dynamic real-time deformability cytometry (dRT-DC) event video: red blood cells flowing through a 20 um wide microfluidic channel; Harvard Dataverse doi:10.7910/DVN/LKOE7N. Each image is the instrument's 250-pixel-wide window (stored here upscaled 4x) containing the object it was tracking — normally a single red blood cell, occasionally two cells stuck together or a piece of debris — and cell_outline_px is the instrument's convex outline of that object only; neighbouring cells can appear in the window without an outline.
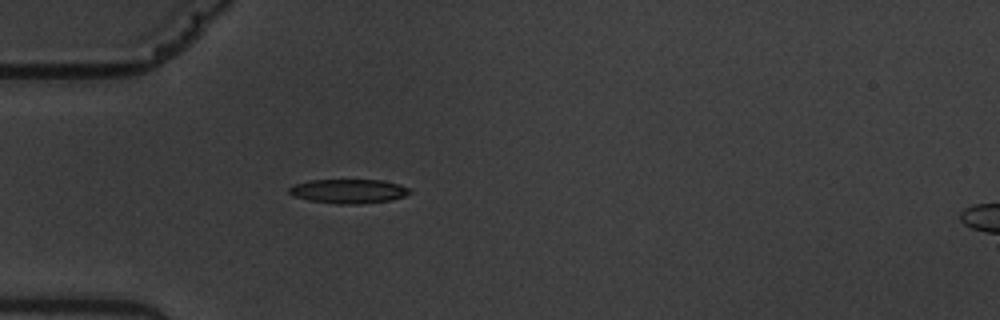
{"species": "common noctule bat (a hibernating species)", "species_latin": "Nyctalus noctula", "temperature_condition": "warm", "stored_images_in_passage": 2, "camera_frame_rate_fps": 3000, "um_per_image_px": 0.085, "animal": {"sex": "male", "body_mass_g": 19.5, "forearm_length_mm": 54.6}, "frame": {"image": 1, "passage_image": 1, "time_ms": 0.0, "image_size_px": [1000, 320], "cell_outline_px": [[412, 192], [404, 196], [392, 200], [360, 204], [340, 204], [308, 200], [292, 196], [288, 192], [288, 188], [292, 184], [308, 180], [380, 180], [400, 184], [408, 188]], "centroid_in_image_um": [29.59, 16.25], "position_along_channel_um": 55.4, "area_um2": 17.17}}